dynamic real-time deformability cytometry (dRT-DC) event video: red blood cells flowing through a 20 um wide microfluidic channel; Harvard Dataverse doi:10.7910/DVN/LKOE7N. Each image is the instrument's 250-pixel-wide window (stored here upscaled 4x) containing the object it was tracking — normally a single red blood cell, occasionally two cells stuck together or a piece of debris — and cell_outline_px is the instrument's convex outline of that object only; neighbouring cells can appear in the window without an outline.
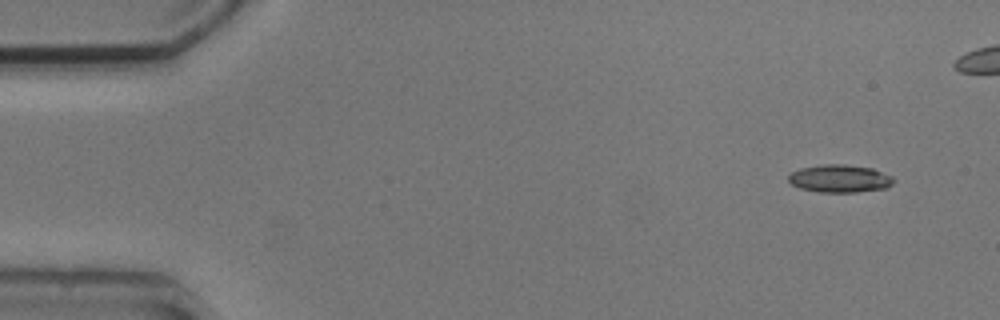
{"species": "common noctule bat (a hibernating species)", "species_latin": "Nyctalus noctula", "temperature_condition": "cold", "stored_images_in_passage": 5, "camera_frame_rate_fps": 3000, "um_per_image_px": 0.085, "animal": {"sex": "male", "body_mass_g": 20.5, "forearm_length_mm": 52.5}, "frame": {"image": 1, "passage_image": 1, "time_ms": 0.0, "image_size_px": [1000, 320], "cell_outline_px": [[892, 184], [884, 188], [856, 192], [816, 192], [800, 188], [792, 184], [788, 180], [788, 176], [792, 172], [800, 168], [824, 164], [844, 164], [872, 168], [892, 176]], "centroid_in_image_um": [71.34, 15.17], "position_along_channel_um": 13.7, "area_um2": 16.88}}